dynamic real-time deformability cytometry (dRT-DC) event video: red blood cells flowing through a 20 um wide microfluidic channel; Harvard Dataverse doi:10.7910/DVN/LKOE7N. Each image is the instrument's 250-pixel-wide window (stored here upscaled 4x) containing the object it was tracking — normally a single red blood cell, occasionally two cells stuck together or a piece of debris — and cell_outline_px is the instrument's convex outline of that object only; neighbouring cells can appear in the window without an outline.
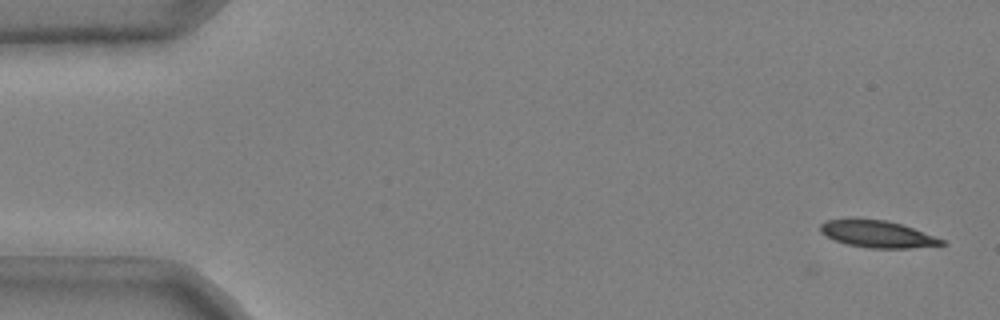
{"species": "common noctule bat (a hibernating species)", "species_latin": "Nyctalus noctula", "temperature_condition": "cold", "stored_images_in_passage": 3, "camera_frame_rate_fps": 3000, "um_per_image_px": 0.085, "animal": {"sex": "male", "body_mass_g": 20.4}, "frame": {"image": 1, "passage_image": 1, "time_ms": 0.0, "image_size_px": [1000, 320], "cell_outline_px": [[948, 244], [908, 248], [872, 248], [848, 244], [836, 240], [820, 232], [820, 224], [824, 220], [888, 220], [912, 228], [944, 240]], "centroid_in_image_um": [74.6, 19.91], "position_along_channel_um": 10.4, "area_um2": 18.44}}